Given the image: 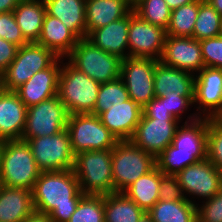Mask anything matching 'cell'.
Instances as JSON below:
<instances>
[{
    "instance_id": "6da1fadb",
    "label": "cell",
    "mask_w": 222,
    "mask_h": 222,
    "mask_svg": "<svg viewBox=\"0 0 222 222\" xmlns=\"http://www.w3.org/2000/svg\"><path fill=\"white\" fill-rule=\"evenodd\" d=\"M84 195L73 169L42 171L32 190L35 211L53 222H68Z\"/></svg>"
},
{
    "instance_id": "7a4b0ae2",
    "label": "cell",
    "mask_w": 222,
    "mask_h": 222,
    "mask_svg": "<svg viewBox=\"0 0 222 222\" xmlns=\"http://www.w3.org/2000/svg\"><path fill=\"white\" fill-rule=\"evenodd\" d=\"M187 123L177 129L172 144L156 157V167L164 175H176L187 166L207 158L209 118L196 117L190 125Z\"/></svg>"
},
{
    "instance_id": "3957f363",
    "label": "cell",
    "mask_w": 222,
    "mask_h": 222,
    "mask_svg": "<svg viewBox=\"0 0 222 222\" xmlns=\"http://www.w3.org/2000/svg\"><path fill=\"white\" fill-rule=\"evenodd\" d=\"M41 172L26 141L0 142V182L2 186L26 188L32 191Z\"/></svg>"
},
{
    "instance_id": "277c9868",
    "label": "cell",
    "mask_w": 222,
    "mask_h": 222,
    "mask_svg": "<svg viewBox=\"0 0 222 222\" xmlns=\"http://www.w3.org/2000/svg\"><path fill=\"white\" fill-rule=\"evenodd\" d=\"M73 170L84 194L114 193L112 149L85 151L75 155Z\"/></svg>"
},
{
    "instance_id": "5b68a950",
    "label": "cell",
    "mask_w": 222,
    "mask_h": 222,
    "mask_svg": "<svg viewBox=\"0 0 222 222\" xmlns=\"http://www.w3.org/2000/svg\"><path fill=\"white\" fill-rule=\"evenodd\" d=\"M156 167V157L130 140L118 141L112 148L114 192H123L139 177Z\"/></svg>"
},
{
    "instance_id": "8992f818",
    "label": "cell",
    "mask_w": 222,
    "mask_h": 222,
    "mask_svg": "<svg viewBox=\"0 0 222 222\" xmlns=\"http://www.w3.org/2000/svg\"><path fill=\"white\" fill-rule=\"evenodd\" d=\"M100 83L70 63L59 74L58 96L69 114L93 113Z\"/></svg>"
},
{
    "instance_id": "52a82bcc",
    "label": "cell",
    "mask_w": 222,
    "mask_h": 222,
    "mask_svg": "<svg viewBox=\"0 0 222 222\" xmlns=\"http://www.w3.org/2000/svg\"><path fill=\"white\" fill-rule=\"evenodd\" d=\"M69 57V63L100 84L120 78L122 59L94 46L86 38L79 39Z\"/></svg>"
},
{
    "instance_id": "ba28073f",
    "label": "cell",
    "mask_w": 222,
    "mask_h": 222,
    "mask_svg": "<svg viewBox=\"0 0 222 222\" xmlns=\"http://www.w3.org/2000/svg\"><path fill=\"white\" fill-rule=\"evenodd\" d=\"M58 57L37 42L19 47L15 59L1 74L2 89L15 91L35 73L48 68Z\"/></svg>"
},
{
    "instance_id": "9c48e42d",
    "label": "cell",
    "mask_w": 222,
    "mask_h": 222,
    "mask_svg": "<svg viewBox=\"0 0 222 222\" xmlns=\"http://www.w3.org/2000/svg\"><path fill=\"white\" fill-rule=\"evenodd\" d=\"M67 130L74 155L85 151L112 149L118 140L92 113L70 114Z\"/></svg>"
},
{
    "instance_id": "30bf717a",
    "label": "cell",
    "mask_w": 222,
    "mask_h": 222,
    "mask_svg": "<svg viewBox=\"0 0 222 222\" xmlns=\"http://www.w3.org/2000/svg\"><path fill=\"white\" fill-rule=\"evenodd\" d=\"M69 115L58 95L28 107L21 140L51 136L67 129Z\"/></svg>"
},
{
    "instance_id": "8fae6325",
    "label": "cell",
    "mask_w": 222,
    "mask_h": 222,
    "mask_svg": "<svg viewBox=\"0 0 222 222\" xmlns=\"http://www.w3.org/2000/svg\"><path fill=\"white\" fill-rule=\"evenodd\" d=\"M26 142L41 171H61L74 168L75 155L71 149L67 129L55 135L31 138Z\"/></svg>"
},
{
    "instance_id": "7c38bea8",
    "label": "cell",
    "mask_w": 222,
    "mask_h": 222,
    "mask_svg": "<svg viewBox=\"0 0 222 222\" xmlns=\"http://www.w3.org/2000/svg\"><path fill=\"white\" fill-rule=\"evenodd\" d=\"M157 62L153 58L130 56L121 62L120 78L125 81L129 97L141 108L155 97L154 71Z\"/></svg>"
},
{
    "instance_id": "4fadbf2b",
    "label": "cell",
    "mask_w": 222,
    "mask_h": 222,
    "mask_svg": "<svg viewBox=\"0 0 222 222\" xmlns=\"http://www.w3.org/2000/svg\"><path fill=\"white\" fill-rule=\"evenodd\" d=\"M166 30L140 18L130 11L128 32V57L153 58L160 60L165 44ZM156 55V56H154Z\"/></svg>"
},
{
    "instance_id": "5bb4252c",
    "label": "cell",
    "mask_w": 222,
    "mask_h": 222,
    "mask_svg": "<svg viewBox=\"0 0 222 222\" xmlns=\"http://www.w3.org/2000/svg\"><path fill=\"white\" fill-rule=\"evenodd\" d=\"M178 121L175 118H145L142 115L130 141L157 157L172 144Z\"/></svg>"
},
{
    "instance_id": "9a60e30c",
    "label": "cell",
    "mask_w": 222,
    "mask_h": 222,
    "mask_svg": "<svg viewBox=\"0 0 222 222\" xmlns=\"http://www.w3.org/2000/svg\"><path fill=\"white\" fill-rule=\"evenodd\" d=\"M182 192L212 198L222 189L221 173L207 158L189 165L176 175Z\"/></svg>"
},
{
    "instance_id": "2e32d148",
    "label": "cell",
    "mask_w": 222,
    "mask_h": 222,
    "mask_svg": "<svg viewBox=\"0 0 222 222\" xmlns=\"http://www.w3.org/2000/svg\"><path fill=\"white\" fill-rule=\"evenodd\" d=\"M159 61L164 65L188 72L200 71L205 67L200 41L192 37L166 35Z\"/></svg>"
},
{
    "instance_id": "e0dca14e",
    "label": "cell",
    "mask_w": 222,
    "mask_h": 222,
    "mask_svg": "<svg viewBox=\"0 0 222 222\" xmlns=\"http://www.w3.org/2000/svg\"><path fill=\"white\" fill-rule=\"evenodd\" d=\"M199 72L194 82L193 102L204 107L203 113L206 109L210 111L207 118H222V68L204 67Z\"/></svg>"
},
{
    "instance_id": "ac0fdd59",
    "label": "cell",
    "mask_w": 222,
    "mask_h": 222,
    "mask_svg": "<svg viewBox=\"0 0 222 222\" xmlns=\"http://www.w3.org/2000/svg\"><path fill=\"white\" fill-rule=\"evenodd\" d=\"M57 61H60L59 57L48 68L35 73L15 90L27 108L58 95L61 68Z\"/></svg>"
},
{
    "instance_id": "d6986e66",
    "label": "cell",
    "mask_w": 222,
    "mask_h": 222,
    "mask_svg": "<svg viewBox=\"0 0 222 222\" xmlns=\"http://www.w3.org/2000/svg\"><path fill=\"white\" fill-rule=\"evenodd\" d=\"M142 116V108L131 98L99 115L102 124L118 141L130 140Z\"/></svg>"
},
{
    "instance_id": "ffe728a7",
    "label": "cell",
    "mask_w": 222,
    "mask_h": 222,
    "mask_svg": "<svg viewBox=\"0 0 222 222\" xmlns=\"http://www.w3.org/2000/svg\"><path fill=\"white\" fill-rule=\"evenodd\" d=\"M27 106L15 91H0V142L21 140L26 125Z\"/></svg>"
},
{
    "instance_id": "44dd1931",
    "label": "cell",
    "mask_w": 222,
    "mask_h": 222,
    "mask_svg": "<svg viewBox=\"0 0 222 222\" xmlns=\"http://www.w3.org/2000/svg\"><path fill=\"white\" fill-rule=\"evenodd\" d=\"M129 24L130 12L119 20L91 31L86 39L103 51L124 60L128 57L124 51L128 47Z\"/></svg>"
},
{
    "instance_id": "7402d4cb",
    "label": "cell",
    "mask_w": 222,
    "mask_h": 222,
    "mask_svg": "<svg viewBox=\"0 0 222 222\" xmlns=\"http://www.w3.org/2000/svg\"><path fill=\"white\" fill-rule=\"evenodd\" d=\"M78 40L79 38L60 19L45 14L38 44L61 58L70 54Z\"/></svg>"
},
{
    "instance_id": "603a6c76",
    "label": "cell",
    "mask_w": 222,
    "mask_h": 222,
    "mask_svg": "<svg viewBox=\"0 0 222 222\" xmlns=\"http://www.w3.org/2000/svg\"><path fill=\"white\" fill-rule=\"evenodd\" d=\"M34 211L31 190L18 187H1L0 222H22Z\"/></svg>"
},
{
    "instance_id": "cb8c5ba5",
    "label": "cell",
    "mask_w": 222,
    "mask_h": 222,
    "mask_svg": "<svg viewBox=\"0 0 222 222\" xmlns=\"http://www.w3.org/2000/svg\"><path fill=\"white\" fill-rule=\"evenodd\" d=\"M194 82V75L188 71L175 69L162 64L160 61L156 63L154 71L155 97L170 92L181 93V96H194Z\"/></svg>"
},
{
    "instance_id": "d4e9b609",
    "label": "cell",
    "mask_w": 222,
    "mask_h": 222,
    "mask_svg": "<svg viewBox=\"0 0 222 222\" xmlns=\"http://www.w3.org/2000/svg\"><path fill=\"white\" fill-rule=\"evenodd\" d=\"M131 10L127 0H86V36L93 30L125 17Z\"/></svg>"
},
{
    "instance_id": "484cf974",
    "label": "cell",
    "mask_w": 222,
    "mask_h": 222,
    "mask_svg": "<svg viewBox=\"0 0 222 222\" xmlns=\"http://www.w3.org/2000/svg\"><path fill=\"white\" fill-rule=\"evenodd\" d=\"M46 13L58 18L79 39L86 38V0H44Z\"/></svg>"
},
{
    "instance_id": "4316f807",
    "label": "cell",
    "mask_w": 222,
    "mask_h": 222,
    "mask_svg": "<svg viewBox=\"0 0 222 222\" xmlns=\"http://www.w3.org/2000/svg\"><path fill=\"white\" fill-rule=\"evenodd\" d=\"M13 14L25 40L37 42L46 14L44 0H21Z\"/></svg>"
},
{
    "instance_id": "83f0119b",
    "label": "cell",
    "mask_w": 222,
    "mask_h": 222,
    "mask_svg": "<svg viewBox=\"0 0 222 222\" xmlns=\"http://www.w3.org/2000/svg\"><path fill=\"white\" fill-rule=\"evenodd\" d=\"M163 175L164 174L155 167L147 174L139 177L127 187L123 193L145 212H148L159 200L158 192Z\"/></svg>"
},
{
    "instance_id": "f1b7e54d",
    "label": "cell",
    "mask_w": 222,
    "mask_h": 222,
    "mask_svg": "<svg viewBox=\"0 0 222 222\" xmlns=\"http://www.w3.org/2000/svg\"><path fill=\"white\" fill-rule=\"evenodd\" d=\"M197 207L191 200H158L146 213L152 222H194L197 218Z\"/></svg>"
},
{
    "instance_id": "f546056e",
    "label": "cell",
    "mask_w": 222,
    "mask_h": 222,
    "mask_svg": "<svg viewBox=\"0 0 222 222\" xmlns=\"http://www.w3.org/2000/svg\"><path fill=\"white\" fill-rule=\"evenodd\" d=\"M145 213L123 192L104 195L105 222H139Z\"/></svg>"
},
{
    "instance_id": "4dcf8cb0",
    "label": "cell",
    "mask_w": 222,
    "mask_h": 222,
    "mask_svg": "<svg viewBox=\"0 0 222 222\" xmlns=\"http://www.w3.org/2000/svg\"><path fill=\"white\" fill-rule=\"evenodd\" d=\"M198 11L199 0L172 10L166 35L193 37Z\"/></svg>"
},
{
    "instance_id": "1f68e13d",
    "label": "cell",
    "mask_w": 222,
    "mask_h": 222,
    "mask_svg": "<svg viewBox=\"0 0 222 222\" xmlns=\"http://www.w3.org/2000/svg\"><path fill=\"white\" fill-rule=\"evenodd\" d=\"M221 18L222 16L207 0H199V11L192 38L200 41L219 36Z\"/></svg>"
},
{
    "instance_id": "d6a6232c",
    "label": "cell",
    "mask_w": 222,
    "mask_h": 222,
    "mask_svg": "<svg viewBox=\"0 0 222 222\" xmlns=\"http://www.w3.org/2000/svg\"><path fill=\"white\" fill-rule=\"evenodd\" d=\"M128 99H130V97L123 79L118 78L113 81L100 84V89L92 114L99 116L104 111L110 109L112 104L122 103Z\"/></svg>"
},
{
    "instance_id": "836d02e7",
    "label": "cell",
    "mask_w": 222,
    "mask_h": 222,
    "mask_svg": "<svg viewBox=\"0 0 222 222\" xmlns=\"http://www.w3.org/2000/svg\"><path fill=\"white\" fill-rule=\"evenodd\" d=\"M132 9L143 20L167 30L172 10L165 0H142Z\"/></svg>"
},
{
    "instance_id": "e575fe53",
    "label": "cell",
    "mask_w": 222,
    "mask_h": 222,
    "mask_svg": "<svg viewBox=\"0 0 222 222\" xmlns=\"http://www.w3.org/2000/svg\"><path fill=\"white\" fill-rule=\"evenodd\" d=\"M68 222H105L104 195L85 194Z\"/></svg>"
},
{
    "instance_id": "d590c367",
    "label": "cell",
    "mask_w": 222,
    "mask_h": 222,
    "mask_svg": "<svg viewBox=\"0 0 222 222\" xmlns=\"http://www.w3.org/2000/svg\"><path fill=\"white\" fill-rule=\"evenodd\" d=\"M207 159L222 169V119H210L207 132Z\"/></svg>"
},
{
    "instance_id": "8d00e7d4",
    "label": "cell",
    "mask_w": 222,
    "mask_h": 222,
    "mask_svg": "<svg viewBox=\"0 0 222 222\" xmlns=\"http://www.w3.org/2000/svg\"><path fill=\"white\" fill-rule=\"evenodd\" d=\"M200 46L204 66L222 68V37L200 40Z\"/></svg>"
},
{
    "instance_id": "74e56055",
    "label": "cell",
    "mask_w": 222,
    "mask_h": 222,
    "mask_svg": "<svg viewBox=\"0 0 222 222\" xmlns=\"http://www.w3.org/2000/svg\"><path fill=\"white\" fill-rule=\"evenodd\" d=\"M0 38L19 47L28 43L16 23L13 12L0 13Z\"/></svg>"
},
{
    "instance_id": "f35d334b",
    "label": "cell",
    "mask_w": 222,
    "mask_h": 222,
    "mask_svg": "<svg viewBox=\"0 0 222 222\" xmlns=\"http://www.w3.org/2000/svg\"><path fill=\"white\" fill-rule=\"evenodd\" d=\"M201 208H197V218L202 222H222V189Z\"/></svg>"
},
{
    "instance_id": "ab89813d",
    "label": "cell",
    "mask_w": 222,
    "mask_h": 222,
    "mask_svg": "<svg viewBox=\"0 0 222 222\" xmlns=\"http://www.w3.org/2000/svg\"><path fill=\"white\" fill-rule=\"evenodd\" d=\"M159 200L163 201H180L189 200L182 193V189L175 175H163L158 192Z\"/></svg>"
},
{
    "instance_id": "60d3db41",
    "label": "cell",
    "mask_w": 222,
    "mask_h": 222,
    "mask_svg": "<svg viewBox=\"0 0 222 222\" xmlns=\"http://www.w3.org/2000/svg\"><path fill=\"white\" fill-rule=\"evenodd\" d=\"M165 103L166 109L177 120L180 118V113L188 108L194 100V96H181V93L170 92L159 97Z\"/></svg>"
},
{
    "instance_id": "b9f144b4",
    "label": "cell",
    "mask_w": 222,
    "mask_h": 222,
    "mask_svg": "<svg viewBox=\"0 0 222 222\" xmlns=\"http://www.w3.org/2000/svg\"><path fill=\"white\" fill-rule=\"evenodd\" d=\"M142 115L145 118H174L159 97H154L142 108Z\"/></svg>"
},
{
    "instance_id": "7bdbcfd3",
    "label": "cell",
    "mask_w": 222,
    "mask_h": 222,
    "mask_svg": "<svg viewBox=\"0 0 222 222\" xmlns=\"http://www.w3.org/2000/svg\"><path fill=\"white\" fill-rule=\"evenodd\" d=\"M19 46L0 38V74H2L15 59Z\"/></svg>"
},
{
    "instance_id": "ee69618b",
    "label": "cell",
    "mask_w": 222,
    "mask_h": 222,
    "mask_svg": "<svg viewBox=\"0 0 222 222\" xmlns=\"http://www.w3.org/2000/svg\"><path fill=\"white\" fill-rule=\"evenodd\" d=\"M22 222H53V221L50 219L49 215L34 211Z\"/></svg>"
},
{
    "instance_id": "f6af8a7d",
    "label": "cell",
    "mask_w": 222,
    "mask_h": 222,
    "mask_svg": "<svg viewBox=\"0 0 222 222\" xmlns=\"http://www.w3.org/2000/svg\"><path fill=\"white\" fill-rule=\"evenodd\" d=\"M21 0H0V13L13 12Z\"/></svg>"
},
{
    "instance_id": "bcb514c9",
    "label": "cell",
    "mask_w": 222,
    "mask_h": 222,
    "mask_svg": "<svg viewBox=\"0 0 222 222\" xmlns=\"http://www.w3.org/2000/svg\"><path fill=\"white\" fill-rule=\"evenodd\" d=\"M196 0H165L167 5L171 10H174L176 8H179L180 6L190 4Z\"/></svg>"
},
{
    "instance_id": "7dc6e473",
    "label": "cell",
    "mask_w": 222,
    "mask_h": 222,
    "mask_svg": "<svg viewBox=\"0 0 222 222\" xmlns=\"http://www.w3.org/2000/svg\"><path fill=\"white\" fill-rule=\"evenodd\" d=\"M207 1L222 16V0H207Z\"/></svg>"
},
{
    "instance_id": "c3c4849f",
    "label": "cell",
    "mask_w": 222,
    "mask_h": 222,
    "mask_svg": "<svg viewBox=\"0 0 222 222\" xmlns=\"http://www.w3.org/2000/svg\"><path fill=\"white\" fill-rule=\"evenodd\" d=\"M139 222H152V219H151V217H150L147 213H145V214L141 217V219L139 220Z\"/></svg>"
},
{
    "instance_id": "681fc988",
    "label": "cell",
    "mask_w": 222,
    "mask_h": 222,
    "mask_svg": "<svg viewBox=\"0 0 222 222\" xmlns=\"http://www.w3.org/2000/svg\"><path fill=\"white\" fill-rule=\"evenodd\" d=\"M128 4L133 8L135 5H137L142 0H127Z\"/></svg>"
},
{
    "instance_id": "f907efd6",
    "label": "cell",
    "mask_w": 222,
    "mask_h": 222,
    "mask_svg": "<svg viewBox=\"0 0 222 222\" xmlns=\"http://www.w3.org/2000/svg\"><path fill=\"white\" fill-rule=\"evenodd\" d=\"M219 36L222 37V18H221V24H220V33H219Z\"/></svg>"
},
{
    "instance_id": "816d5d0a",
    "label": "cell",
    "mask_w": 222,
    "mask_h": 222,
    "mask_svg": "<svg viewBox=\"0 0 222 222\" xmlns=\"http://www.w3.org/2000/svg\"><path fill=\"white\" fill-rule=\"evenodd\" d=\"M2 90V79H1V74H0V91Z\"/></svg>"
},
{
    "instance_id": "f5cc1de1",
    "label": "cell",
    "mask_w": 222,
    "mask_h": 222,
    "mask_svg": "<svg viewBox=\"0 0 222 222\" xmlns=\"http://www.w3.org/2000/svg\"><path fill=\"white\" fill-rule=\"evenodd\" d=\"M194 222H202V221L196 218Z\"/></svg>"
},
{
    "instance_id": "db71d44e",
    "label": "cell",
    "mask_w": 222,
    "mask_h": 222,
    "mask_svg": "<svg viewBox=\"0 0 222 222\" xmlns=\"http://www.w3.org/2000/svg\"><path fill=\"white\" fill-rule=\"evenodd\" d=\"M220 173H221V182H222V169L220 170Z\"/></svg>"
}]
</instances>
